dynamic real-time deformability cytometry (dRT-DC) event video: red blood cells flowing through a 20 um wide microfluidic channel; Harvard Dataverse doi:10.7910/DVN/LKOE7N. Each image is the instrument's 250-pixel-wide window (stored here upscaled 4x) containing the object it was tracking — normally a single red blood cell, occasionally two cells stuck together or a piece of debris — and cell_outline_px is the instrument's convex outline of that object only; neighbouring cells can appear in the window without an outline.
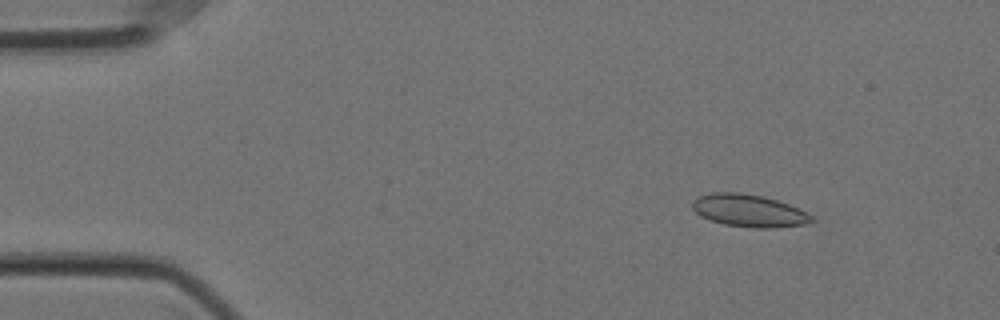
{"species": "Egyptian fruit bat (a non-hibernating species)", "species_latin": "Rousettus aegyptiacus", "temperature_condition": "cold", "stored_images_in_passage": 57, "camera_frame_rate_fps": 3000, "um_per_image_px": 0.085, "animal": {"sex": "female"}, "frame": {"image": 1, "passage_image": 7, "time_ms": 2.0, "image_size_px": [1000, 320], "cell_outline_px": [[816, 220], [804, 224], [772, 228], [752, 228], [724, 224], [700, 216], [692, 208], [692, 200], [700, 196], [712, 192], [740, 192], [764, 196], [788, 204], [808, 212]], "centroid_in_image_um": [63.66, 17.9], "position_along_channel_um": 21.3, "area_um2": 22.6}}
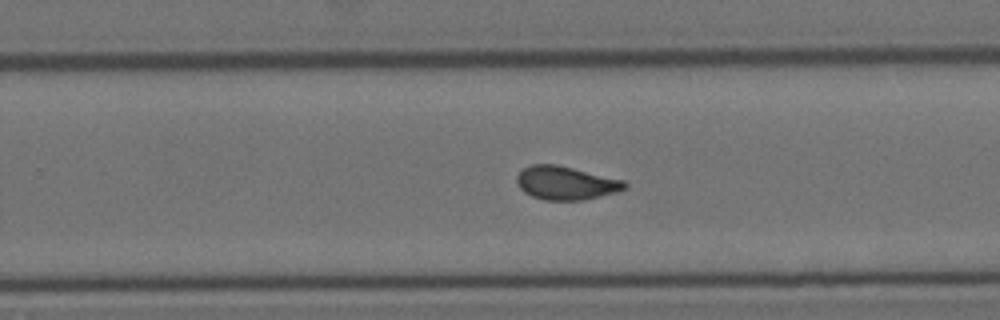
{"frame": {"image": 2, "passage_image": 36, "time_ms": 11.667, "image_size_px": [1000, 320], "cell_outline_px": [[628, 188], [616, 192], [584, 200], [544, 200], [532, 196], [524, 192], [516, 184], [516, 176], [524, 168], [532, 164], [556, 164], [624, 180], [628, 184]], "centroid_in_image_um": [48.09, 15.55], "position_along_channel_um": 281.7, "area_um2": 21.1}}
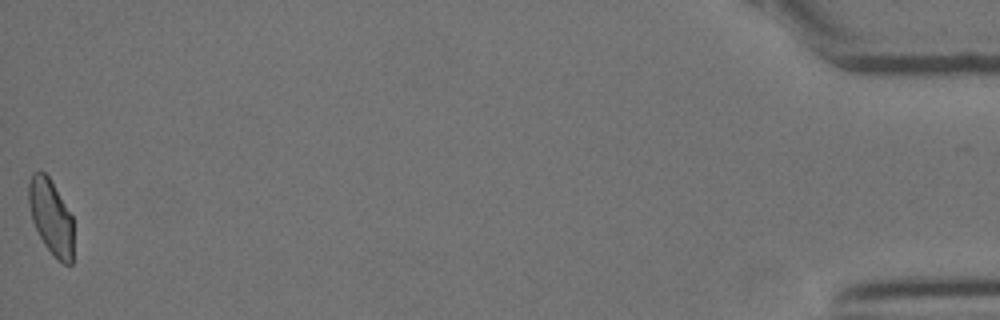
{"frame": {"image": 3, "passage_image": 57, "time_ms": 18.667, "image_size_px": [1000, 320], "cell_outline_px": [[72, 264], [64, 264], [52, 256], [44, 244], [32, 220], [28, 204], [28, 180], [32, 172], [44, 172], [48, 176], [72, 216]], "centroid_in_image_um": [4.31, 18.44], "position_along_channel_um": 430.9, "area_um2": 19.48}, "authors_computed_cell_mechanics": {"area_um2": 20.9814, "velocity_mm_per_s": 3.5268, "shape_relaxation_time_tau1_ms": null, "shape_relaxation_time_tau2_ms": 1.1055, "deformation_change_tau1": null, "deformation_change_tau2": 0.0453}}